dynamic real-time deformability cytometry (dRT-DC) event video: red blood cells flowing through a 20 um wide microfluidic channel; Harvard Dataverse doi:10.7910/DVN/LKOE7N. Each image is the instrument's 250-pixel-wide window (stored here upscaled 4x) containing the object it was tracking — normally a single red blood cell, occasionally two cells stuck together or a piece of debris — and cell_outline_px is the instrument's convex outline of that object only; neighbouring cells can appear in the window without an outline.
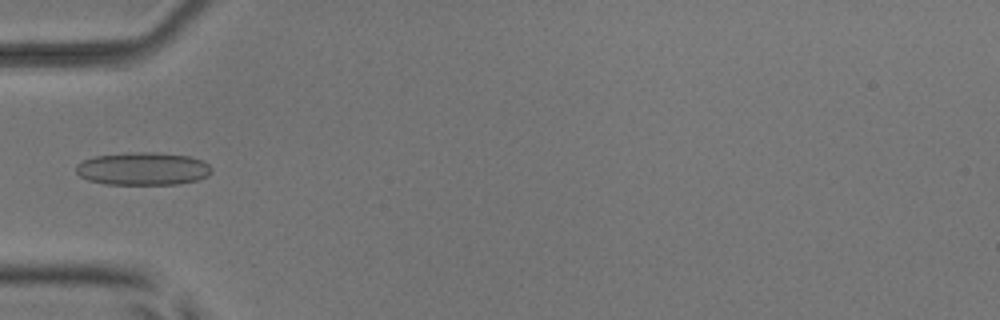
{"species": "common noctule bat (a hibernating species)", "species_latin": "Nyctalus noctula", "temperature_condition": "room temperature", "stored_images_in_passage": 2, "camera_frame_rate_fps": 3000, "um_per_image_px": 0.085, "animal": {"sex": "male", "body_mass_g": 17.9, "forearm_length_mm": 54.2}, "frame": {"image": 1, "passage_image": 2, "time_ms": 0.333, "image_size_px": [1000, 320], "cell_outline_px": [[212, 172], [208, 176], [196, 180], [176, 184], [104, 184], [88, 180], [80, 176], [76, 172], [76, 164], [84, 160], [96, 156], [128, 152], [152, 152], [188, 156], [204, 160], [212, 168]], "centroid_in_image_um": [12.15, 14.34], "position_along_channel_um": 72.8, "area_um2": 26.01}}